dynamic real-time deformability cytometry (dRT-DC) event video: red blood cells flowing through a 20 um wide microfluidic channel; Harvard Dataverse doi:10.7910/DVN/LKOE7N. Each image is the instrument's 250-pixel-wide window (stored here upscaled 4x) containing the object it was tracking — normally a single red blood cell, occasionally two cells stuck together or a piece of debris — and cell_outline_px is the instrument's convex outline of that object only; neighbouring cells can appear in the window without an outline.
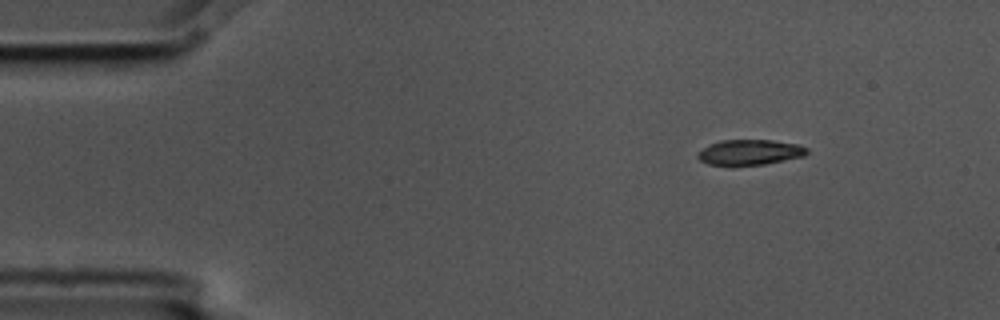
{"species": "common noctule bat (a hibernating species)", "species_latin": "Nyctalus noctula", "temperature_condition": "cold", "stored_images_in_passage": 3, "camera_frame_rate_fps": 3000, "um_per_image_px": 0.085, "animal": {"sex": "male", "body_mass_g": 17.5, "forearm_length_mm": 52.3}, "frame": {"image": 1, "passage_image": 3, "time_ms": 0.667, "image_size_px": [1000, 320], "cell_outline_px": [[808, 152], [804, 156], [764, 164], [732, 168], [708, 164], [700, 160], [696, 156], [696, 152], [708, 144], [720, 140], [772, 140], [796, 144], [808, 148]], "centroid_in_image_um": [63.64, 12.97], "position_along_channel_um": 21.4, "area_um2": 16.76}}